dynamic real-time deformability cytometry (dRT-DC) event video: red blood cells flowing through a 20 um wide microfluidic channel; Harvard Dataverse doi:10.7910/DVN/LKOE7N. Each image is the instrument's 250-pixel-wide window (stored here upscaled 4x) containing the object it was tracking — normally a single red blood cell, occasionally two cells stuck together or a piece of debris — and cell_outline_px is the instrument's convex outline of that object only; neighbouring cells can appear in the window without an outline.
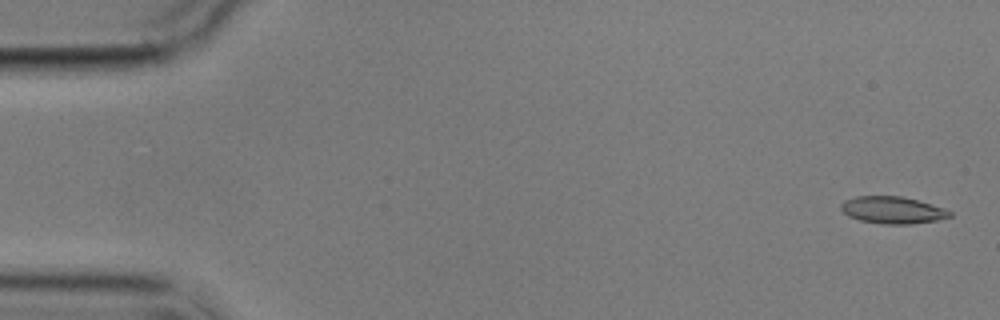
{"species": "common noctule bat (a hibernating species)", "species_latin": "Nyctalus noctula", "temperature_condition": "cold", "stored_images_in_passage": 1, "camera_frame_rate_fps": 3000, "um_per_image_px": 0.085, "animal": {"sex": "male", "body_mass_g": 17.9}, "frame": {"image": 1, "passage_image": 1, "time_ms": 0.0, "image_size_px": [1000, 320], "cell_outline_px": [[952, 216], [936, 220], [912, 224], [880, 224], [860, 220], [848, 216], [840, 208], [840, 204], [844, 200], [856, 196], [904, 196], [944, 208], [952, 212]], "centroid_in_image_um": [75.85, 17.85], "position_along_channel_um": 9.1, "area_um2": 17.22}}